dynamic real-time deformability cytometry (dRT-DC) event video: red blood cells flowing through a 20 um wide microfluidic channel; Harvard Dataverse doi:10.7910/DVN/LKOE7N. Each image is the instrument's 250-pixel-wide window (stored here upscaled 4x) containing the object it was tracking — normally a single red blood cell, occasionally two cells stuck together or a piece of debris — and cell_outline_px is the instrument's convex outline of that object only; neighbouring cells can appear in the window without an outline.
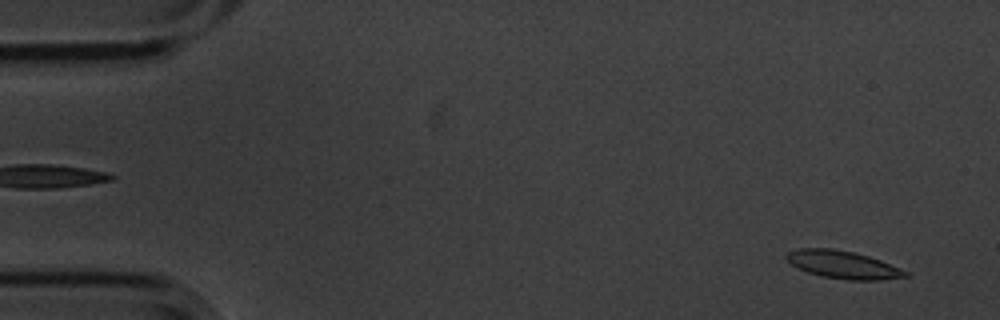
{"species": "common noctule bat (a hibernating species)", "species_latin": "Nyctalus noctula", "temperature_condition": "cold", "stored_images_in_passage": 57, "camera_frame_rate_fps": 3000, "um_per_image_px": 0.085, "animal": {"sex": "male", "body_mass_g": 20.1, "forearm_length_mm": 53.5}, "frame": {"image": 1, "passage_image": 3, "time_ms": 0.667, "image_size_px": [1000, 320], "cell_outline_px": [[908, 276], [880, 280], [848, 280], [820, 276], [808, 272], [792, 264], [784, 256], [788, 252], [800, 248], [832, 248], [852, 252], [868, 256], [880, 260], [908, 272]], "centroid_in_image_um": [71.64, 22.5], "position_along_channel_um": 13.4, "area_um2": 18.96}}
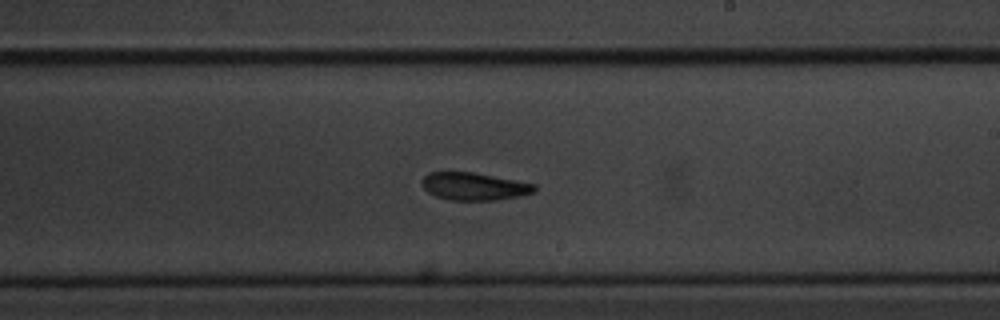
{"frame": {"image": 2, "passage_image": 33, "time_ms": 10.667, "image_size_px": [1000, 320], "cell_outline_px": [[536, 192], [520, 196], [496, 200], [452, 200], [436, 196], [428, 192], [424, 188], [420, 180], [428, 172], [472, 172], [536, 184]], "centroid_in_image_um": [40.3, 15.84], "position_along_channel_um": 248.7, "area_um2": 18.09}}
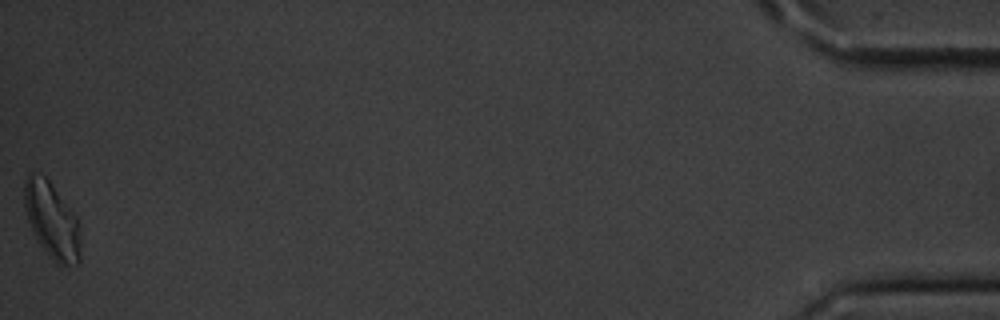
{"frame": {"image": 3, "passage_image": 57, "time_ms": 18.667, "image_size_px": [1000, 320], "cell_outline_px": [[80, 264], [56, 264], [36, 240], [32, 232], [24, 208], [24, 180], [28, 172], [32, 172], [44, 176], [48, 180], [76, 216], [80, 224]], "centroid_in_image_um": [4.4, 18.74], "position_along_channel_um": 430.8, "area_um2": 25.03}, "authors_computed_cell_mechanics": {"area_um2": 19.3052, "velocity_mm_per_s": 3.4699, "shape_relaxation_time_tau1_ms": 5.208, "shape_relaxation_time_tau2_ms": 4.6984, "deformation_change_tau1": 0.1168, "deformation_change_tau2": 0.1169}}